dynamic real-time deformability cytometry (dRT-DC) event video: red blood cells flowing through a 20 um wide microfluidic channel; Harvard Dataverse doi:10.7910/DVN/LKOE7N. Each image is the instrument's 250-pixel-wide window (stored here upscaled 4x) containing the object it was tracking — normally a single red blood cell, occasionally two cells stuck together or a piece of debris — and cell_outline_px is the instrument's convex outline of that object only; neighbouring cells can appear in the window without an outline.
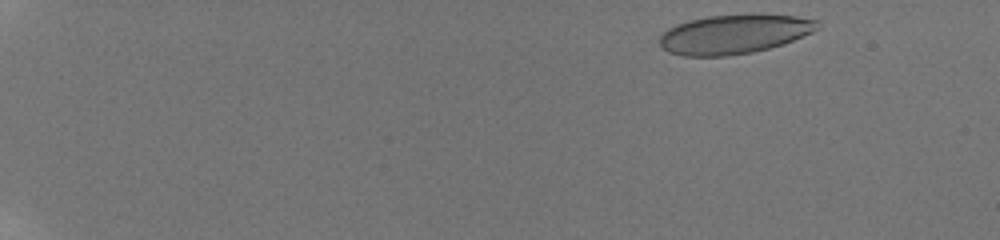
{"species": "human", "species_latin": "Homo sapiens", "temperature_condition": "room temperature", "stored_images_in_passage": 51, "camera_frame_rate_fps": 3000, "um_per_image_px": 0.085, "donor": {"sex": "male"}, "frame": {"image": 1, "passage_image": 2, "time_ms": 0.333, "image_size_px": [1000, 240], "cell_outline_px": [[820, 28], [812, 32], [792, 40], [768, 48], [752, 52], [728, 56], [684, 56], [668, 52], [660, 48], [660, 36], [668, 28], [676, 24], [688, 20], [708, 16], [752, 12], [756, 12], [796, 16], [820, 20]], "centroid_in_image_um": [62.42, 2.87], "position_along_channel_um": 22.6, "area_um2": 36.82}}
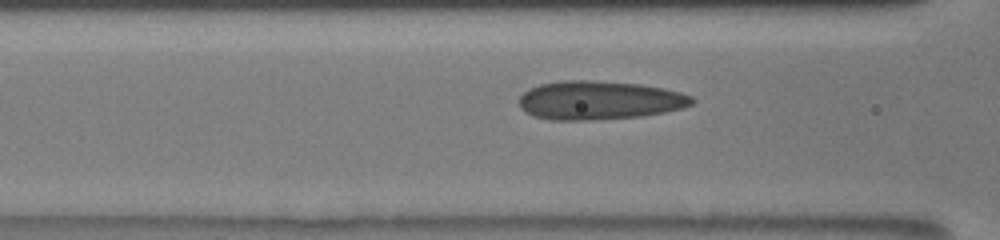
{"frame": {"image": 2, "passage_image": 22, "time_ms": 7.0, "image_size_px": [1000, 240], "cell_outline_px": [[696, 100], [692, 104], [680, 108], [664, 112], [640, 116], [588, 120], [552, 120], [536, 116], [524, 112], [520, 108], [520, 96], [528, 88], [540, 84], [560, 80], [592, 80], [640, 84], [664, 88], [680, 92], [692, 96]], "centroid_in_image_um": [50.92, 8.51], "position_along_channel_um": 115.7, "area_um2": 39.02}}
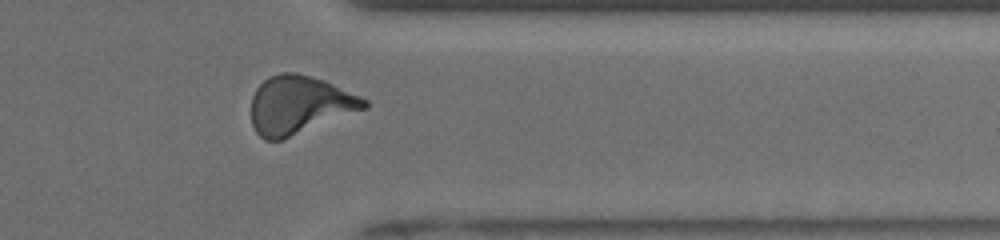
{"frame": {"image": 3, "passage_image": 43, "time_ms": 14.0, "image_size_px": [1000, 240], "cell_outline_px": [[368, 108], [280, 140], [264, 140], [256, 132], [252, 124], [252, 96], [256, 88], [268, 76], [280, 72], [296, 72], [324, 80], [360, 96], [368, 100]], "centroid_in_image_um": [25.44, 8.9], "position_along_channel_um": 386.0, "area_um2": 38.15}, "authors_computed_cell_mechanics": {"area_um2": 37.1076, "velocity_mm_per_s": 3.8806, "shape_relaxation_time_tau1_ms": 10.1401, "shape_relaxation_time_tau2_ms": 1.0981, "deformation_change_tau1": 0.2364, "deformation_change_tau2": 0.0988}}